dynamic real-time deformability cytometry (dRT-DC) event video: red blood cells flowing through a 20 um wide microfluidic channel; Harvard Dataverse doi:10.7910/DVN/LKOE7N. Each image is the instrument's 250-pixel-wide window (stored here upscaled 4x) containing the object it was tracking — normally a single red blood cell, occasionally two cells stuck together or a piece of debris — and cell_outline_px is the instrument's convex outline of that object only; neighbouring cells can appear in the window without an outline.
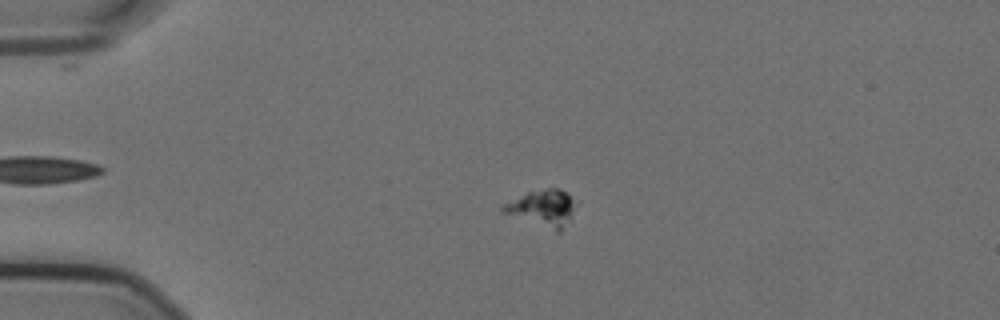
{"species": "Egyptian fruit bat (a non-hibernating species)", "species_latin": "Rousettus aegyptiacus", "temperature_condition": "cold", "stored_images_in_passage": 60, "camera_frame_rate_fps": 3000, "um_per_image_px": 0.085, "animal": {"sex": "female"}, "frame": {"image": 1, "passage_image": 15, "time_ms": 4.667, "image_size_px": [1000, 320], "cell_outline_px": [[572, 208], [560, 232], [556, 232], [500, 212], [500, 208], [504, 204], [528, 192], [544, 188], [560, 188], [568, 192]], "centroid_in_image_um": [46.01, 17.68], "position_along_channel_um": 39.0, "area_um2": 14.85}}
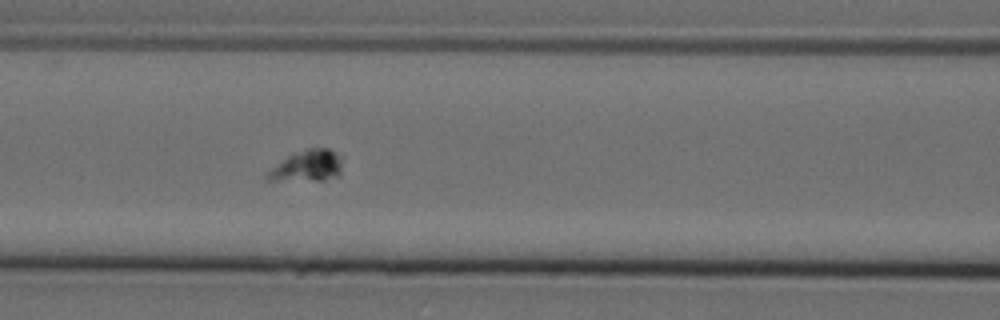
{"frame": {"image": 2, "passage_image": 27, "time_ms": 8.667, "image_size_px": [1000, 320], "cell_outline_px": [[340, 176], [324, 180], [268, 180], [264, 176], [272, 168], [288, 156], [308, 148], [328, 148], [340, 156]], "centroid_in_image_um": [26.13, 14.11], "position_along_channel_um": 140.5, "area_um2": 13.35}}
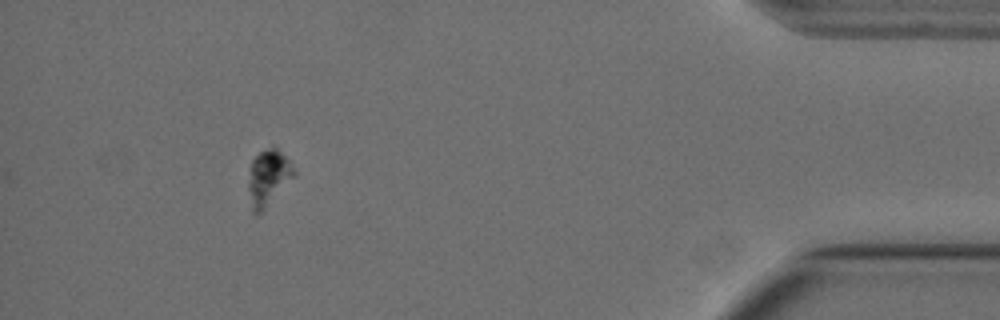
{"frame": {"image": 3, "passage_image": 55, "time_ms": 18.0, "image_size_px": [1000, 320], "cell_outline_px": [[296, 176], [256, 216], [252, 212], [248, 188], [248, 184], [252, 160], [260, 152], [272, 144], [288, 160], [296, 172]], "centroid_in_image_um": [22.81, 15.09], "position_along_channel_um": 412.4, "area_um2": 14.62}}